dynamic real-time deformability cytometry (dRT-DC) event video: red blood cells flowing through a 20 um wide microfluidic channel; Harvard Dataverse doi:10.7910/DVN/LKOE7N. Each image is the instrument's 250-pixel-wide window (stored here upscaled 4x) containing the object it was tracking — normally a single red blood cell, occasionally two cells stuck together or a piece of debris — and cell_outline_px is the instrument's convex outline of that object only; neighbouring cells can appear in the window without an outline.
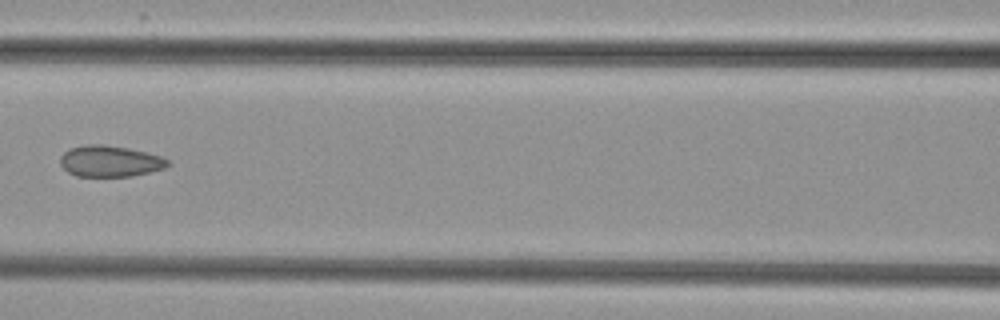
{"species": "common noctule bat (a hibernating species)", "species_latin": "Nyctalus noctula", "temperature_condition": "cold", "stored_images_in_passage": 3, "camera_frame_rate_fps": 3000, "um_per_image_px": 0.085, "animal": {"sex": "female", "body_mass_g": 29.2, "forearm_length_mm": 56.3}, "frame": {"image": 1, "passage_image": 3, "time_ms": 2.333, "image_size_px": [1000, 320], "cell_outline_px": [[168, 164], [164, 168], [132, 176], [76, 176], [68, 172], [60, 164], [60, 156], [68, 148], [84, 144], [104, 144], [128, 148], [148, 152], [160, 156], [168, 160]], "centroid_in_image_um": [9.3, 13.68], "position_along_channel_um": 157.3, "area_um2": 19.59}}